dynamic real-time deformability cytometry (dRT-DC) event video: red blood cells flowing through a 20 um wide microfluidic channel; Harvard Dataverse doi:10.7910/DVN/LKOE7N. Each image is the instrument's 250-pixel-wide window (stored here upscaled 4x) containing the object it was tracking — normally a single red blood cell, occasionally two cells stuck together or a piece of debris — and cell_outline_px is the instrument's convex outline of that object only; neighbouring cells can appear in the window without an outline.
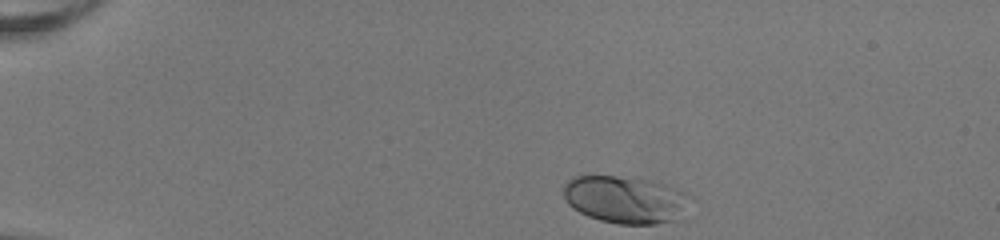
{"species": "human", "species_latin": "Homo sapiens", "temperature_condition": "room temperature", "stored_images_in_passage": 36, "camera_frame_rate_fps": 3000, "um_per_image_px": 0.085, "donor": {"sex": "female"}, "frame": {"image": 1, "passage_image": 1, "time_ms": 0.0, "image_size_px": [1000, 240], "cell_outline_px": [[696, 200], [672, 220], [656, 224], [616, 224], [600, 220], [588, 216], [572, 208], [564, 200], [564, 184], [572, 176], [640, 176], [656, 180], [668, 184], [688, 192]], "centroid_in_image_um": [53.21, 16.92], "position_along_channel_um": 31.8, "area_um2": 35.95}}
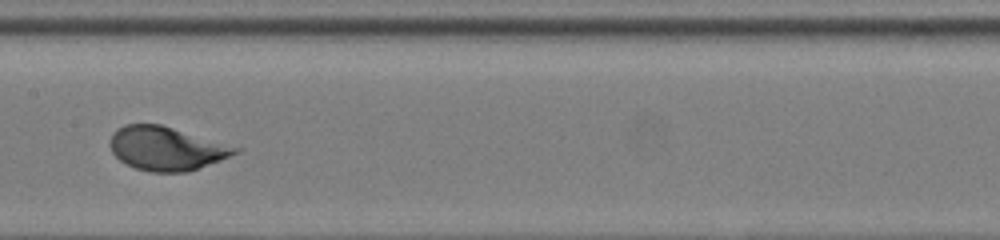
{"frame": {"image": 2, "passage_image": 19, "time_ms": 6.0, "image_size_px": [1000, 240], "cell_outline_px": [[244, 148], [240, 152], [220, 160], [188, 172], [152, 172], [136, 168], [120, 160], [112, 152], [108, 144], [108, 140], [112, 132], [116, 128], [124, 124], [160, 124]], "centroid_in_image_um": [14.14, 12.61], "position_along_channel_um": 193.3, "area_um2": 32.14}}
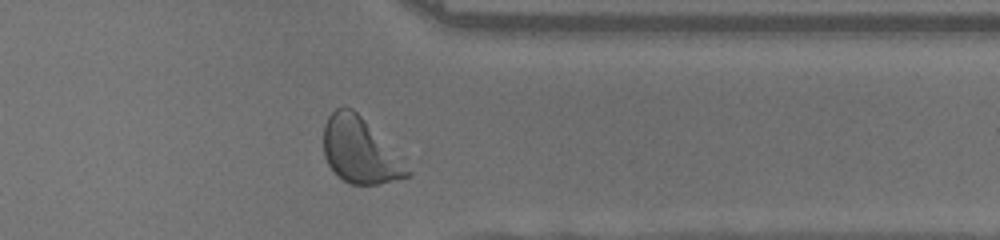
{"frame": {"image": 3, "passage_image": 33, "time_ms": 10.667, "image_size_px": [1000, 240], "cell_outline_px": [[412, 172], [408, 176], [376, 184], [352, 184], [344, 180], [328, 164], [324, 156], [324, 124], [328, 116], [336, 108], [344, 104], [352, 108], [408, 156]], "centroid_in_image_um": [30.72, 12.75], "position_along_channel_um": 380.7, "area_um2": 33.23}, "authors_computed_cell_mechanics": {"area_um2": 32.0212, "velocity_mm_per_s": 4.0657, "shape_relaxation_time_tau1_ms": 1.876, "shape_relaxation_time_tau2_ms": null, "deformation_change_tau1": 0.1384, "deformation_change_tau2": null}}